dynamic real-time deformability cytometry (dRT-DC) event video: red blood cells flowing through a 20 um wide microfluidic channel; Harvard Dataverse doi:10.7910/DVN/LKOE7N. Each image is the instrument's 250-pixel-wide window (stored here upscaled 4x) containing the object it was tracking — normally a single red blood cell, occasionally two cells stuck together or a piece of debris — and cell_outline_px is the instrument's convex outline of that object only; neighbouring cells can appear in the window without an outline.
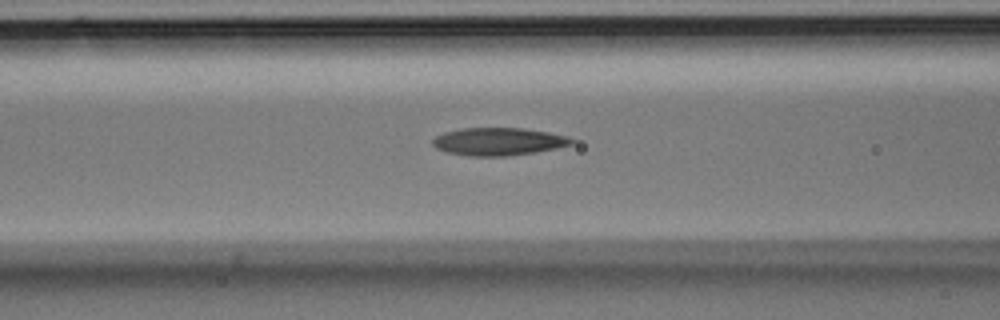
{"species": "Egyptian fruit bat (a non-hibernating species)", "species_latin": "Rousettus aegyptiacus", "temperature_condition": "room temperature", "stored_images_in_passage": 31, "camera_frame_rate_fps": 3000, "um_per_image_px": 0.085, "animal": {"sex": "male"}, "frame": {"image": 1, "passage_image": 10, "time_ms": 3.0, "image_size_px": [1000, 320], "cell_outline_px": [[576, 140], [572, 144], [556, 148], [536, 152], [508, 156], [468, 156], [448, 152], [436, 148], [432, 144], [432, 140], [436, 136], [444, 132], [460, 128], [524, 128], [548, 132], [568, 136]], "centroid_in_image_um": [42.38, 12.03], "position_along_channel_um": 124.2, "area_um2": 22.54}}
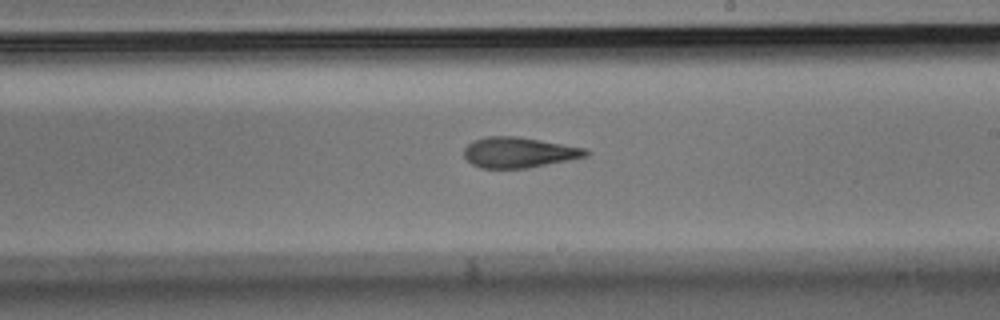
{"frame": {"image": 2, "passage_image": 19, "time_ms": 6.0, "image_size_px": [1000, 320], "cell_outline_px": [[592, 152], [588, 156], [528, 168], [480, 168], [472, 164], [464, 156], [464, 148], [472, 140], [484, 136], [516, 136], [588, 148]], "centroid_in_image_um": [44.12, 12.95], "position_along_channel_um": 244.9, "area_um2": 21.85}}
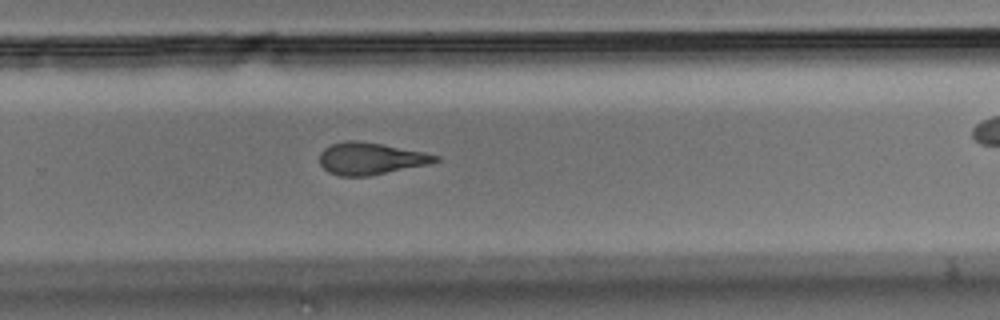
{"frame": {"image": 3, "passage_image": 23, "time_ms": 7.333, "image_size_px": [1000, 320], "cell_outline_px": [[440, 160], [428, 164], [368, 176], [340, 176], [328, 172], [320, 164], [320, 152], [324, 148], [332, 144], [348, 140], [356, 140], [380, 144], [424, 152], [440, 156]], "centroid_in_image_um": [31.48, 13.48], "position_along_channel_um": 298.3, "area_um2": 21.39}}